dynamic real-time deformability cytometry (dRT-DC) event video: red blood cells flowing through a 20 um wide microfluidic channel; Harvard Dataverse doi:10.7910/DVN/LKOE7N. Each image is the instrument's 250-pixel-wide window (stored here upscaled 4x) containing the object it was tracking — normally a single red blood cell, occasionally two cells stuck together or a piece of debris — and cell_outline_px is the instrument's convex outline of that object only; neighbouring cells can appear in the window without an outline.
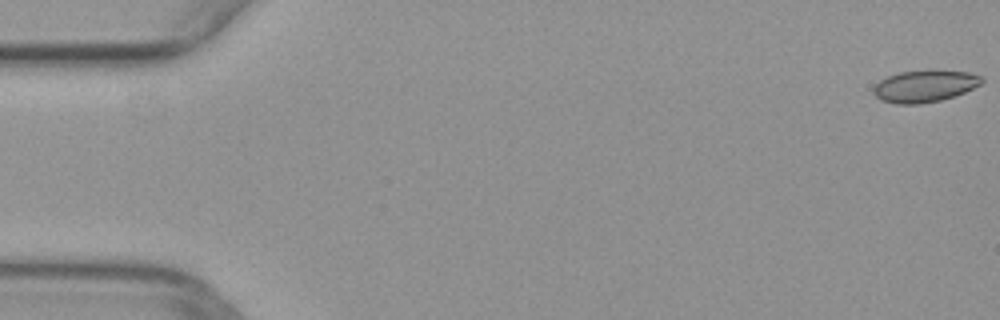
{"species": "common noctule bat (a hibernating species)", "species_latin": "Nyctalus noctula", "temperature_condition": "warm", "stored_images_in_passage": 16, "camera_frame_rate_fps": 3000, "um_per_image_px": 0.085, "animal": {"sex": "female", "body_mass_g": 29.2, "forearm_length_mm": 56.3}, "frame": {"image": 1, "passage_image": 1, "time_ms": 0.0, "image_size_px": [1000, 320], "cell_outline_px": [[984, 80], [980, 84], [964, 92], [940, 100], [916, 104], [896, 104], [880, 100], [872, 92], [872, 88], [880, 80], [888, 76], [900, 72], [928, 68], [968, 72], [980, 76]], "centroid_in_image_um": [78.56, 7.29], "position_along_channel_um": 6.4, "area_um2": 20.4}}
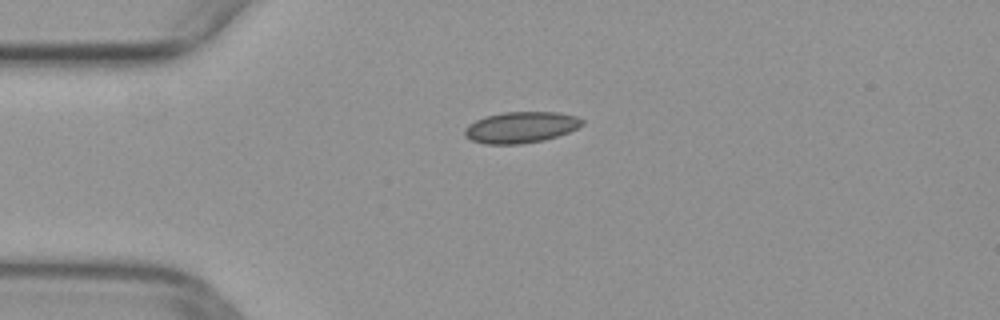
{"frame": {"image": 2, "passage_image": 13, "time_ms": 4.0, "image_size_px": [1000, 320], "cell_outline_px": [[584, 124], [568, 132], [544, 140], [520, 144], [484, 144], [472, 140], [464, 136], [464, 128], [468, 124], [484, 116], [504, 112], [556, 112], [576, 116], [584, 120]], "centroid_in_image_um": [44.24, 10.82], "position_along_channel_um": 40.8, "area_um2": 21.39}}